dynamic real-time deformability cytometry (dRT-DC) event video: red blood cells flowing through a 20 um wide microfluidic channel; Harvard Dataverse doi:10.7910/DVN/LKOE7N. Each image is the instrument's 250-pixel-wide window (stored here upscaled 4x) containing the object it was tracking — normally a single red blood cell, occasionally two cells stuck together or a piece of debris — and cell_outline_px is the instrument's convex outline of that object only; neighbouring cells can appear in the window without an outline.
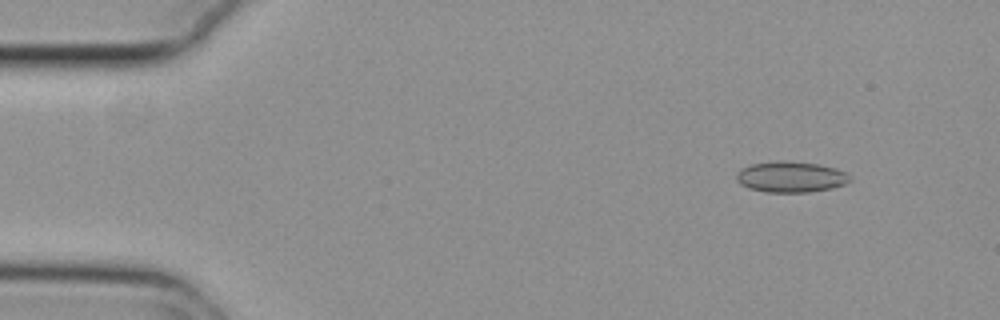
{"species": "common noctule bat (a hibernating species)", "species_latin": "Nyctalus noctula", "temperature_condition": "cold", "stored_images_in_passage": 50, "camera_frame_rate_fps": 3000, "um_per_image_px": 0.085, "animal": {"sex": "female", "body_mass_g": 29.2, "forearm_length_mm": 56.3}, "frame": {"image": 1, "passage_image": 1, "time_ms": 0.0, "image_size_px": [1000, 320], "cell_outline_px": [[852, 180], [844, 184], [832, 188], [808, 192], [764, 192], [748, 188], [740, 184], [736, 180], [736, 172], [740, 168], [752, 164], [780, 160], [788, 160], [820, 164], [836, 168], [844, 172]], "centroid_in_image_um": [67.18, 15.03], "position_along_channel_um": 17.8, "area_um2": 20.63}}
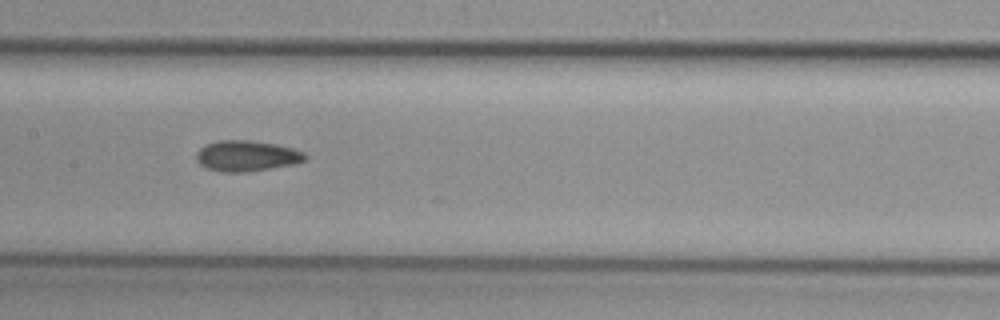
{"frame": {"image": 2, "passage_image": 22, "time_ms": 7.0, "image_size_px": [1000, 320], "cell_outline_px": [[308, 156], [304, 160], [292, 164], [248, 172], [220, 172], [208, 168], [200, 164], [196, 160], [196, 152], [200, 148], [216, 140], [248, 140], [276, 144], [292, 148], [304, 152]], "centroid_in_image_um": [20.94, 13.25], "position_along_channel_um": 186.5, "area_um2": 19.42}}
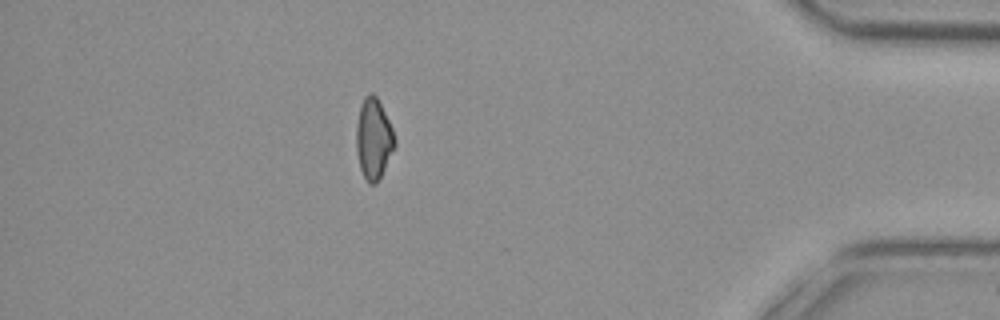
{"frame": {"image": 3, "passage_image": 43, "time_ms": 14.0, "image_size_px": [1000, 320], "cell_outline_px": [[396, 144], [376, 184], [368, 184], [360, 168], [356, 148], [356, 128], [360, 104], [364, 96], [368, 92], [372, 92], [376, 96], [392, 128], [396, 140]], "centroid_in_image_um": [31.74, 11.77], "position_along_channel_um": 403.5, "area_um2": 17.92}, "authors_computed_cell_mechanics": {"area_um2": 18.9295, "velocity_mm_per_s": 3.7857, "shape_relaxation_time_tau1_ms": null, "shape_relaxation_time_tau2_ms": 4.379, "deformation_change_tau1": null, "deformation_change_tau2": 0.1121}}